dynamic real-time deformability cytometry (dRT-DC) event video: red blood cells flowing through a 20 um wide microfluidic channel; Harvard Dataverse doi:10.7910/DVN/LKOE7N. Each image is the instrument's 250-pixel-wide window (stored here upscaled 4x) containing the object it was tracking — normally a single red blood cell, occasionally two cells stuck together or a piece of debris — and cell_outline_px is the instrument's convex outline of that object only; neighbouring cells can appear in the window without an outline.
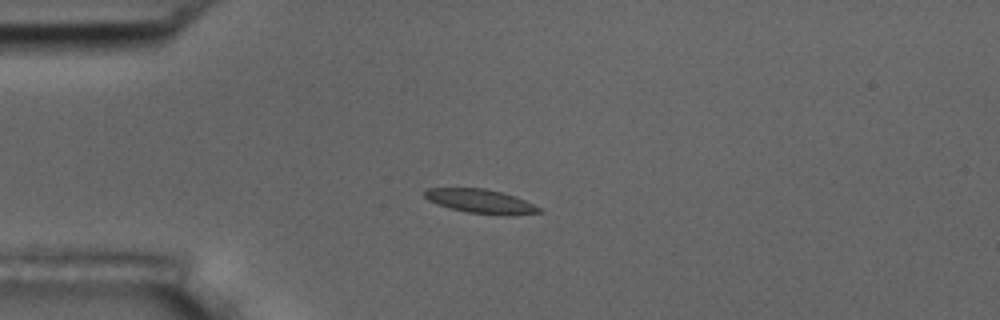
{"species": "common noctule bat (a hibernating species)", "species_latin": "Nyctalus noctula", "temperature_condition": "room temperature", "stored_images_in_passage": 8, "camera_frame_rate_fps": 3000, "um_per_image_px": 0.085, "animal": {"sex": "male", "body_mass_g": 17.5, "forearm_length_mm": 52.3}, "frame": {"image": 1, "passage_image": 3, "time_ms": 3.0, "image_size_px": [1000, 320], "cell_outline_px": [[544, 212], [512, 216], [504, 216], [468, 212], [448, 208], [436, 204], [428, 200], [424, 196], [424, 192], [428, 188], [484, 188], [504, 192], [524, 200], [540, 208]], "centroid_in_image_um": [40.87, 17.12], "position_along_channel_um": 44.1, "area_um2": 16.24}}
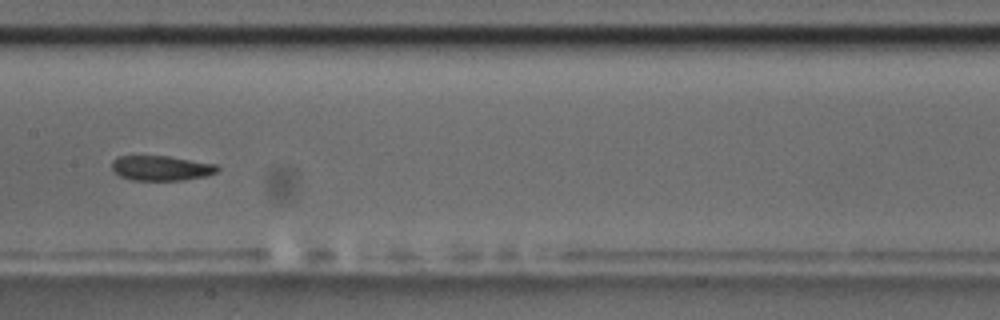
{"frame": {"image": 2, "passage_image": 7, "time_ms": 7.667, "image_size_px": [1000, 320], "cell_outline_px": [[220, 168], [216, 172], [208, 176], [180, 180], [132, 180], [120, 176], [112, 168], [112, 160], [116, 156], [168, 156], [216, 164]], "centroid_in_image_um": [13.71, 14.28], "position_along_channel_um": 193.7, "area_um2": 15.32}}
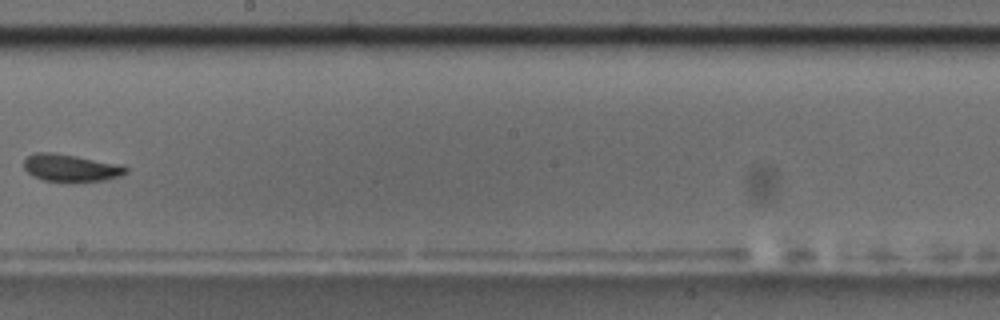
{"frame": {"image": 3, "passage_image": 8, "time_ms": 9.0, "image_size_px": [1000, 320], "cell_outline_px": [[128, 172], [120, 176], [104, 180], [72, 184], [44, 180], [32, 176], [24, 168], [24, 160], [28, 156], [36, 152], [52, 152], [124, 164], [128, 168]], "centroid_in_image_um": [6.06, 14.3], "position_along_channel_um": 242.1, "area_um2": 16.88}}